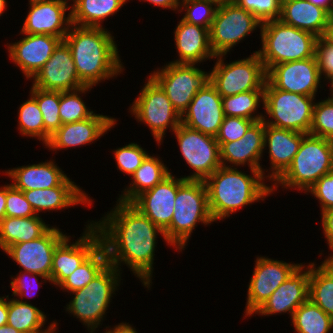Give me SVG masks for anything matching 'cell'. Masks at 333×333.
Returning <instances> with one entry per match:
<instances>
[{
	"label": "cell",
	"instance_id": "12",
	"mask_svg": "<svg viewBox=\"0 0 333 333\" xmlns=\"http://www.w3.org/2000/svg\"><path fill=\"white\" fill-rule=\"evenodd\" d=\"M173 132L183 159L195 171L184 179L204 181L222 166L216 137L203 134L182 123Z\"/></svg>",
	"mask_w": 333,
	"mask_h": 333
},
{
	"label": "cell",
	"instance_id": "25",
	"mask_svg": "<svg viewBox=\"0 0 333 333\" xmlns=\"http://www.w3.org/2000/svg\"><path fill=\"white\" fill-rule=\"evenodd\" d=\"M264 136L265 123L260 120L254 122L242 138L229 143H218L222 166L229 167L226 165L227 162L236 166L247 163L250 169L261 171L265 177V170L259 162L265 150Z\"/></svg>",
	"mask_w": 333,
	"mask_h": 333
},
{
	"label": "cell",
	"instance_id": "24",
	"mask_svg": "<svg viewBox=\"0 0 333 333\" xmlns=\"http://www.w3.org/2000/svg\"><path fill=\"white\" fill-rule=\"evenodd\" d=\"M303 268L305 266L301 264L255 313L269 316L290 312L292 319L296 309L309 299L310 265L306 271Z\"/></svg>",
	"mask_w": 333,
	"mask_h": 333
},
{
	"label": "cell",
	"instance_id": "4",
	"mask_svg": "<svg viewBox=\"0 0 333 333\" xmlns=\"http://www.w3.org/2000/svg\"><path fill=\"white\" fill-rule=\"evenodd\" d=\"M262 48L257 52L266 72L274 65L315 57L318 37L280 19L261 24Z\"/></svg>",
	"mask_w": 333,
	"mask_h": 333
},
{
	"label": "cell",
	"instance_id": "56",
	"mask_svg": "<svg viewBox=\"0 0 333 333\" xmlns=\"http://www.w3.org/2000/svg\"><path fill=\"white\" fill-rule=\"evenodd\" d=\"M308 1L314 5L322 7L323 9L327 10L329 13H331L333 9V0H308Z\"/></svg>",
	"mask_w": 333,
	"mask_h": 333
},
{
	"label": "cell",
	"instance_id": "28",
	"mask_svg": "<svg viewBox=\"0 0 333 333\" xmlns=\"http://www.w3.org/2000/svg\"><path fill=\"white\" fill-rule=\"evenodd\" d=\"M67 178L60 186L46 189H33L23 191L36 215L42 210H58L78 204L90 205L92 199L88 198L80 187Z\"/></svg>",
	"mask_w": 333,
	"mask_h": 333
},
{
	"label": "cell",
	"instance_id": "61",
	"mask_svg": "<svg viewBox=\"0 0 333 333\" xmlns=\"http://www.w3.org/2000/svg\"><path fill=\"white\" fill-rule=\"evenodd\" d=\"M329 81L331 82L330 84H331V89H330V91H331V93H332V95H331V98L330 99H332L333 100V77L331 78V79H329Z\"/></svg>",
	"mask_w": 333,
	"mask_h": 333
},
{
	"label": "cell",
	"instance_id": "19",
	"mask_svg": "<svg viewBox=\"0 0 333 333\" xmlns=\"http://www.w3.org/2000/svg\"><path fill=\"white\" fill-rule=\"evenodd\" d=\"M68 0H30V11L21 34H45L64 39L72 25L71 13L66 17Z\"/></svg>",
	"mask_w": 333,
	"mask_h": 333
},
{
	"label": "cell",
	"instance_id": "5",
	"mask_svg": "<svg viewBox=\"0 0 333 333\" xmlns=\"http://www.w3.org/2000/svg\"><path fill=\"white\" fill-rule=\"evenodd\" d=\"M174 202V214L164 235L168 245L182 251L197 223L207 225L214 222L204 181L186 180L178 188Z\"/></svg>",
	"mask_w": 333,
	"mask_h": 333
},
{
	"label": "cell",
	"instance_id": "53",
	"mask_svg": "<svg viewBox=\"0 0 333 333\" xmlns=\"http://www.w3.org/2000/svg\"><path fill=\"white\" fill-rule=\"evenodd\" d=\"M8 295L5 297H0V327L7 324L8 317Z\"/></svg>",
	"mask_w": 333,
	"mask_h": 333
},
{
	"label": "cell",
	"instance_id": "34",
	"mask_svg": "<svg viewBox=\"0 0 333 333\" xmlns=\"http://www.w3.org/2000/svg\"><path fill=\"white\" fill-rule=\"evenodd\" d=\"M72 24L82 27H103L101 21L116 14L127 0H73Z\"/></svg>",
	"mask_w": 333,
	"mask_h": 333
},
{
	"label": "cell",
	"instance_id": "36",
	"mask_svg": "<svg viewBox=\"0 0 333 333\" xmlns=\"http://www.w3.org/2000/svg\"><path fill=\"white\" fill-rule=\"evenodd\" d=\"M292 323L297 333H329L333 329V318L310 299L296 309Z\"/></svg>",
	"mask_w": 333,
	"mask_h": 333
},
{
	"label": "cell",
	"instance_id": "8",
	"mask_svg": "<svg viewBox=\"0 0 333 333\" xmlns=\"http://www.w3.org/2000/svg\"><path fill=\"white\" fill-rule=\"evenodd\" d=\"M315 97L305 96L299 93L287 92L271 86L267 81L264 85L263 107L270 121L265 117V124L309 134Z\"/></svg>",
	"mask_w": 333,
	"mask_h": 333
},
{
	"label": "cell",
	"instance_id": "10",
	"mask_svg": "<svg viewBox=\"0 0 333 333\" xmlns=\"http://www.w3.org/2000/svg\"><path fill=\"white\" fill-rule=\"evenodd\" d=\"M256 27H261V23L252 13L232 0H221L209 30L210 46L214 55H226Z\"/></svg>",
	"mask_w": 333,
	"mask_h": 333
},
{
	"label": "cell",
	"instance_id": "21",
	"mask_svg": "<svg viewBox=\"0 0 333 333\" xmlns=\"http://www.w3.org/2000/svg\"><path fill=\"white\" fill-rule=\"evenodd\" d=\"M222 97L208 81L181 115V123L203 134L216 137L224 120Z\"/></svg>",
	"mask_w": 333,
	"mask_h": 333
},
{
	"label": "cell",
	"instance_id": "9",
	"mask_svg": "<svg viewBox=\"0 0 333 333\" xmlns=\"http://www.w3.org/2000/svg\"><path fill=\"white\" fill-rule=\"evenodd\" d=\"M223 56L215 57L217 62L209 72V81L221 97L251 90H264L267 72L256 51L246 59L228 64L223 62Z\"/></svg>",
	"mask_w": 333,
	"mask_h": 333
},
{
	"label": "cell",
	"instance_id": "55",
	"mask_svg": "<svg viewBox=\"0 0 333 333\" xmlns=\"http://www.w3.org/2000/svg\"><path fill=\"white\" fill-rule=\"evenodd\" d=\"M6 185L0 188V222L6 217Z\"/></svg>",
	"mask_w": 333,
	"mask_h": 333
},
{
	"label": "cell",
	"instance_id": "31",
	"mask_svg": "<svg viewBox=\"0 0 333 333\" xmlns=\"http://www.w3.org/2000/svg\"><path fill=\"white\" fill-rule=\"evenodd\" d=\"M39 214L31 217H5L0 222V248L5 252L11 245L41 237L48 229Z\"/></svg>",
	"mask_w": 333,
	"mask_h": 333
},
{
	"label": "cell",
	"instance_id": "15",
	"mask_svg": "<svg viewBox=\"0 0 333 333\" xmlns=\"http://www.w3.org/2000/svg\"><path fill=\"white\" fill-rule=\"evenodd\" d=\"M65 237L58 228L50 227L41 237L11 245L5 253L25 272L43 275L51 282L53 254L56 246Z\"/></svg>",
	"mask_w": 333,
	"mask_h": 333
},
{
	"label": "cell",
	"instance_id": "18",
	"mask_svg": "<svg viewBox=\"0 0 333 333\" xmlns=\"http://www.w3.org/2000/svg\"><path fill=\"white\" fill-rule=\"evenodd\" d=\"M33 87L48 91H72L86 86L78 77L68 45L62 41L33 77Z\"/></svg>",
	"mask_w": 333,
	"mask_h": 333
},
{
	"label": "cell",
	"instance_id": "40",
	"mask_svg": "<svg viewBox=\"0 0 333 333\" xmlns=\"http://www.w3.org/2000/svg\"><path fill=\"white\" fill-rule=\"evenodd\" d=\"M91 88L92 86H84L77 90L60 92L59 115L62 125L88 119L94 114L93 111L88 110L79 95Z\"/></svg>",
	"mask_w": 333,
	"mask_h": 333
},
{
	"label": "cell",
	"instance_id": "13",
	"mask_svg": "<svg viewBox=\"0 0 333 333\" xmlns=\"http://www.w3.org/2000/svg\"><path fill=\"white\" fill-rule=\"evenodd\" d=\"M150 74L180 115L188 108L195 94L209 81V73L197 68L195 64L170 62L161 71Z\"/></svg>",
	"mask_w": 333,
	"mask_h": 333
},
{
	"label": "cell",
	"instance_id": "11",
	"mask_svg": "<svg viewBox=\"0 0 333 333\" xmlns=\"http://www.w3.org/2000/svg\"><path fill=\"white\" fill-rule=\"evenodd\" d=\"M140 91L130 111L139 122L147 124L155 141L161 145L166 129L170 127L174 131L181 123V115L150 76Z\"/></svg>",
	"mask_w": 333,
	"mask_h": 333
},
{
	"label": "cell",
	"instance_id": "57",
	"mask_svg": "<svg viewBox=\"0 0 333 333\" xmlns=\"http://www.w3.org/2000/svg\"><path fill=\"white\" fill-rule=\"evenodd\" d=\"M324 37L333 44V19H330Z\"/></svg>",
	"mask_w": 333,
	"mask_h": 333
},
{
	"label": "cell",
	"instance_id": "27",
	"mask_svg": "<svg viewBox=\"0 0 333 333\" xmlns=\"http://www.w3.org/2000/svg\"><path fill=\"white\" fill-rule=\"evenodd\" d=\"M174 39L179 60L177 64H197L207 58H215L211 46L209 29L180 20L177 24Z\"/></svg>",
	"mask_w": 333,
	"mask_h": 333
},
{
	"label": "cell",
	"instance_id": "59",
	"mask_svg": "<svg viewBox=\"0 0 333 333\" xmlns=\"http://www.w3.org/2000/svg\"><path fill=\"white\" fill-rule=\"evenodd\" d=\"M6 0H0V16L4 13L3 11L6 9Z\"/></svg>",
	"mask_w": 333,
	"mask_h": 333
},
{
	"label": "cell",
	"instance_id": "26",
	"mask_svg": "<svg viewBox=\"0 0 333 333\" xmlns=\"http://www.w3.org/2000/svg\"><path fill=\"white\" fill-rule=\"evenodd\" d=\"M305 135L306 133L265 124L264 148L268 146L272 165V172L266 178L276 181L287 170Z\"/></svg>",
	"mask_w": 333,
	"mask_h": 333
},
{
	"label": "cell",
	"instance_id": "23",
	"mask_svg": "<svg viewBox=\"0 0 333 333\" xmlns=\"http://www.w3.org/2000/svg\"><path fill=\"white\" fill-rule=\"evenodd\" d=\"M116 119L94 113L88 119L61 125L45 144L53 151L89 144L107 133Z\"/></svg>",
	"mask_w": 333,
	"mask_h": 333
},
{
	"label": "cell",
	"instance_id": "58",
	"mask_svg": "<svg viewBox=\"0 0 333 333\" xmlns=\"http://www.w3.org/2000/svg\"><path fill=\"white\" fill-rule=\"evenodd\" d=\"M0 333H21L12 326L6 324L0 327Z\"/></svg>",
	"mask_w": 333,
	"mask_h": 333
},
{
	"label": "cell",
	"instance_id": "42",
	"mask_svg": "<svg viewBox=\"0 0 333 333\" xmlns=\"http://www.w3.org/2000/svg\"><path fill=\"white\" fill-rule=\"evenodd\" d=\"M220 1L221 0H186L180 2L179 8H186V13L182 20L210 30Z\"/></svg>",
	"mask_w": 333,
	"mask_h": 333
},
{
	"label": "cell",
	"instance_id": "6",
	"mask_svg": "<svg viewBox=\"0 0 333 333\" xmlns=\"http://www.w3.org/2000/svg\"><path fill=\"white\" fill-rule=\"evenodd\" d=\"M333 170V140L306 134L291 165L271 186L272 192L284 188L307 191L322 176Z\"/></svg>",
	"mask_w": 333,
	"mask_h": 333
},
{
	"label": "cell",
	"instance_id": "52",
	"mask_svg": "<svg viewBox=\"0 0 333 333\" xmlns=\"http://www.w3.org/2000/svg\"><path fill=\"white\" fill-rule=\"evenodd\" d=\"M145 1L150 2V3L154 4L155 6L173 9L174 11H175V9L176 10L179 9L178 7L180 4L178 0H145Z\"/></svg>",
	"mask_w": 333,
	"mask_h": 333
},
{
	"label": "cell",
	"instance_id": "30",
	"mask_svg": "<svg viewBox=\"0 0 333 333\" xmlns=\"http://www.w3.org/2000/svg\"><path fill=\"white\" fill-rule=\"evenodd\" d=\"M5 172L13 179L11 184L21 191L54 188L68 178L53 161L21 166Z\"/></svg>",
	"mask_w": 333,
	"mask_h": 333
},
{
	"label": "cell",
	"instance_id": "20",
	"mask_svg": "<svg viewBox=\"0 0 333 333\" xmlns=\"http://www.w3.org/2000/svg\"><path fill=\"white\" fill-rule=\"evenodd\" d=\"M186 181L172 173L152 189L138 195L131 204L163 232L170 226L178 188Z\"/></svg>",
	"mask_w": 333,
	"mask_h": 333
},
{
	"label": "cell",
	"instance_id": "1",
	"mask_svg": "<svg viewBox=\"0 0 333 333\" xmlns=\"http://www.w3.org/2000/svg\"><path fill=\"white\" fill-rule=\"evenodd\" d=\"M116 205L101 221H92L109 264L120 270L121 262L125 263L150 288L156 238L160 233L165 240L164 232L131 203L118 201Z\"/></svg>",
	"mask_w": 333,
	"mask_h": 333
},
{
	"label": "cell",
	"instance_id": "7",
	"mask_svg": "<svg viewBox=\"0 0 333 333\" xmlns=\"http://www.w3.org/2000/svg\"><path fill=\"white\" fill-rule=\"evenodd\" d=\"M120 271L107 264L99 274L85 287L73 291V299L66 305V311L79 318L94 332L109 307L112 294L120 283Z\"/></svg>",
	"mask_w": 333,
	"mask_h": 333
},
{
	"label": "cell",
	"instance_id": "33",
	"mask_svg": "<svg viewBox=\"0 0 333 333\" xmlns=\"http://www.w3.org/2000/svg\"><path fill=\"white\" fill-rule=\"evenodd\" d=\"M46 315L32 304L19 299H9L7 324L21 333H54L56 322L43 329Z\"/></svg>",
	"mask_w": 333,
	"mask_h": 333
},
{
	"label": "cell",
	"instance_id": "60",
	"mask_svg": "<svg viewBox=\"0 0 333 333\" xmlns=\"http://www.w3.org/2000/svg\"><path fill=\"white\" fill-rule=\"evenodd\" d=\"M325 260L333 267V254L329 258H326Z\"/></svg>",
	"mask_w": 333,
	"mask_h": 333
},
{
	"label": "cell",
	"instance_id": "43",
	"mask_svg": "<svg viewBox=\"0 0 333 333\" xmlns=\"http://www.w3.org/2000/svg\"><path fill=\"white\" fill-rule=\"evenodd\" d=\"M309 134L333 140V100L330 97L315 103Z\"/></svg>",
	"mask_w": 333,
	"mask_h": 333
},
{
	"label": "cell",
	"instance_id": "63",
	"mask_svg": "<svg viewBox=\"0 0 333 333\" xmlns=\"http://www.w3.org/2000/svg\"><path fill=\"white\" fill-rule=\"evenodd\" d=\"M330 18L333 19V9H332V11L330 13Z\"/></svg>",
	"mask_w": 333,
	"mask_h": 333
},
{
	"label": "cell",
	"instance_id": "50",
	"mask_svg": "<svg viewBox=\"0 0 333 333\" xmlns=\"http://www.w3.org/2000/svg\"><path fill=\"white\" fill-rule=\"evenodd\" d=\"M19 272H20V274L16 278H11L13 280L11 281L10 284H11V288L13 289V291H12L13 294L12 295H14V296H20L21 298H24V296H27V297L31 296L32 297L31 293H29V292H31V289L29 290L28 288H30L33 285H37V286L39 285L37 276L44 279V281L47 280V281L50 282V279L43 276V275L33 274V273H30V272H25V271L22 272L21 270ZM29 275H31L30 277L34 280H32V279L30 281L27 280V278H29ZM25 280H27V281H25ZM37 289H38V287H37Z\"/></svg>",
	"mask_w": 333,
	"mask_h": 333
},
{
	"label": "cell",
	"instance_id": "39",
	"mask_svg": "<svg viewBox=\"0 0 333 333\" xmlns=\"http://www.w3.org/2000/svg\"><path fill=\"white\" fill-rule=\"evenodd\" d=\"M31 96L37 101L44 121V144L50 136L62 125L59 115L60 91L31 88Z\"/></svg>",
	"mask_w": 333,
	"mask_h": 333
},
{
	"label": "cell",
	"instance_id": "46",
	"mask_svg": "<svg viewBox=\"0 0 333 333\" xmlns=\"http://www.w3.org/2000/svg\"><path fill=\"white\" fill-rule=\"evenodd\" d=\"M6 217L24 218L36 216L23 191L12 184L6 185Z\"/></svg>",
	"mask_w": 333,
	"mask_h": 333
},
{
	"label": "cell",
	"instance_id": "35",
	"mask_svg": "<svg viewBox=\"0 0 333 333\" xmlns=\"http://www.w3.org/2000/svg\"><path fill=\"white\" fill-rule=\"evenodd\" d=\"M309 299L333 318V267L326 260L310 264Z\"/></svg>",
	"mask_w": 333,
	"mask_h": 333
},
{
	"label": "cell",
	"instance_id": "22",
	"mask_svg": "<svg viewBox=\"0 0 333 333\" xmlns=\"http://www.w3.org/2000/svg\"><path fill=\"white\" fill-rule=\"evenodd\" d=\"M24 38L9 44V57L31 79L49 60L62 38L45 34H23Z\"/></svg>",
	"mask_w": 333,
	"mask_h": 333
},
{
	"label": "cell",
	"instance_id": "47",
	"mask_svg": "<svg viewBox=\"0 0 333 333\" xmlns=\"http://www.w3.org/2000/svg\"><path fill=\"white\" fill-rule=\"evenodd\" d=\"M256 120L225 116L216 136L218 143H229L242 138Z\"/></svg>",
	"mask_w": 333,
	"mask_h": 333
},
{
	"label": "cell",
	"instance_id": "16",
	"mask_svg": "<svg viewBox=\"0 0 333 333\" xmlns=\"http://www.w3.org/2000/svg\"><path fill=\"white\" fill-rule=\"evenodd\" d=\"M266 78L277 89L310 97H315L322 79L315 57L276 64L267 71Z\"/></svg>",
	"mask_w": 333,
	"mask_h": 333
},
{
	"label": "cell",
	"instance_id": "41",
	"mask_svg": "<svg viewBox=\"0 0 333 333\" xmlns=\"http://www.w3.org/2000/svg\"><path fill=\"white\" fill-rule=\"evenodd\" d=\"M19 130L22 135L38 137L44 143V121L37 101L30 96L26 102L19 107Z\"/></svg>",
	"mask_w": 333,
	"mask_h": 333
},
{
	"label": "cell",
	"instance_id": "32",
	"mask_svg": "<svg viewBox=\"0 0 333 333\" xmlns=\"http://www.w3.org/2000/svg\"><path fill=\"white\" fill-rule=\"evenodd\" d=\"M170 174L171 172L159 158L148 155L131 175L133 182L130 183V187L123 191L117 201L131 203L138 195L152 189Z\"/></svg>",
	"mask_w": 333,
	"mask_h": 333
},
{
	"label": "cell",
	"instance_id": "14",
	"mask_svg": "<svg viewBox=\"0 0 333 333\" xmlns=\"http://www.w3.org/2000/svg\"><path fill=\"white\" fill-rule=\"evenodd\" d=\"M301 264L258 257L248 285L246 316H252Z\"/></svg>",
	"mask_w": 333,
	"mask_h": 333
},
{
	"label": "cell",
	"instance_id": "54",
	"mask_svg": "<svg viewBox=\"0 0 333 333\" xmlns=\"http://www.w3.org/2000/svg\"><path fill=\"white\" fill-rule=\"evenodd\" d=\"M105 333H137L135 328L131 327L128 323H120L116 325L113 329L106 330Z\"/></svg>",
	"mask_w": 333,
	"mask_h": 333
},
{
	"label": "cell",
	"instance_id": "3",
	"mask_svg": "<svg viewBox=\"0 0 333 333\" xmlns=\"http://www.w3.org/2000/svg\"><path fill=\"white\" fill-rule=\"evenodd\" d=\"M232 167L220 166L204 180L214 221L229 217L239 208L264 200L272 193V187L263 182L266 177L261 171L250 169L253 175L250 176Z\"/></svg>",
	"mask_w": 333,
	"mask_h": 333
},
{
	"label": "cell",
	"instance_id": "62",
	"mask_svg": "<svg viewBox=\"0 0 333 333\" xmlns=\"http://www.w3.org/2000/svg\"><path fill=\"white\" fill-rule=\"evenodd\" d=\"M278 1H279L280 5L282 6L285 3L290 2V1H294V0H278Z\"/></svg>",
	"mask_w": 333,
	"mask_h": 333
},
{
	"label": "cell",
	"instance_id": "49",
	"mask_svg": "<svg viewBox=\"0 0 333 333\" xmlns=\"http://www.w3.org/2000/svg\"><path fill=\"white\" fill-rule=\"evenodd\" d=\"M306 192H311L319 201L321 211L333 207V170L322 176Z\"/></svg>",
	"mask_w": 333,
	"mask_h": 333
},
{
	"label": "cell",
	"instance_id": "44",
	"mask_svg": "<svg viewBox=\"0 0 333 333\" xmlns=\"http://www.w3.org/2000/svg\"><path fill=\"white\" fill-rule=\"evenodd\" d=\"M236 5L252 13L260 23L278 20L281 5L278 0H232Z\"/></svg>",
	"mask_w": 333,
	"mask_h": 333
},
{
	"label": "cell",
	"instance_id": "45",
	"mask_svg": "<svg viewBox=\"0 0 333 333\" xmlns=\"http://www.w3.org/2000/svg\"><path fill=\"white\" fill-rule=\"evenodd\" d=\"M113 152L117 167L128 175H132L148 156V153L137 143H130Z\"/></svg>",
	"mask_w": 333,
	"mask_h": 333
},
{
	"label": "cell",
	"instance_id": "37",
	"mask_svg": "<svg viewBox=\"0 0 333 333\" xmlns=\"http://www.w3.org/2000/svg\"><path fill=\"white\" fill-rule=\"evenodd\" d=\"M109 263L106 249L101 244L67 279L58 287L73 292L87 286Z\"/></svg>",
	"mask_w": 333,
	"mask_h": 333
},
{
	"label": "cell",
	"instance_id": "48",
	"mask_svg": "<svg viewBox=\"0 0 333 333\" xmlns=\"http://www.w3.org/2000/svg\"><path fill=\"white\" fill-rule=\"evenodd\" d=\"M315 58L320 77L324 75L326 80L331 79L333 77V44L324 36L318 38L316 41Z\"/></svg>",
	"mask_w": 333,
	"mask_h": 333
},
{
	"label": "cell",
	"instance_id": "38",
	"mask_svg": "<svg viewBox=\"0 0 333 333\" xmlns=\"http://www.w3.org/2000/svg\"><path fill=\"white\" fill-rule=\"evenodd\" d=\"M260 101H264V90H251L222 97L224 115L256 121L263 120V114L254 115L255 110L260 105Z\"/></svg>",
	"mask_w": 333,
	"mask_h": 333
},
{
	"label": "cell",
	"instance_id": "2",
	"mask_svg": "<svg viewBox=\"0 0 333 333\" xmlns=\"http://www.w3.org/2000/svg\"><path fill=\"white\" fill-rule=\"evenodd\" d=\"M63 41L70 48L79 79L86 86L117 76L124 69L114 36L103 27L72 24Z\"/></svg>",
	"mask_w": 333,
	"mask_h": 333
},
{
	"label": "cell",
	"instance_id": "51",
	"mask_svg": "<svg viewBox=\"0 0 333 333\" xmlns=\"http://www.w3.org/2000/svg\"><path fill=\"white\" fill-rule=\"evenodd\" d=\"M322 214V227L325 237L327 238V244L330 250L333 251V207L321 212Z\"/></svg>",
	"mask_w": 333,
	"mask_h": 333
},
{
	"label": "cell",
	"instance_id": "29",
	"mask_svg": "<svg viewBox=\"0 0 333 333\" xmlns=\"http://www.w3.org/2000/svg\"><path fill=\"white\" fill-rule=\"evenodd\" d=\"M330 13L308 0H294L281 7L280 20L290 26L312 33L320 38L325 35Z\"/></svg>",
	"mask_w": 333,
	"mask_h": 333
},
{
	"label": "cell",
	"instance_id": "17",
	"mask_svg": "<svg viewBox=\"0 0 333 333\" xmlns=\"http://www.w3.org/2000/svg\"><path fill=\"white\" fill-rule=\"evenodd\" d=\"M75 243L68 244L66 236L55 248L51 269V283L59 286L69 277L100 245L101 235L91 222Z\"/></svg>",
	"mask_w": 333,
	"mask_h": 333
}]
</instances>
